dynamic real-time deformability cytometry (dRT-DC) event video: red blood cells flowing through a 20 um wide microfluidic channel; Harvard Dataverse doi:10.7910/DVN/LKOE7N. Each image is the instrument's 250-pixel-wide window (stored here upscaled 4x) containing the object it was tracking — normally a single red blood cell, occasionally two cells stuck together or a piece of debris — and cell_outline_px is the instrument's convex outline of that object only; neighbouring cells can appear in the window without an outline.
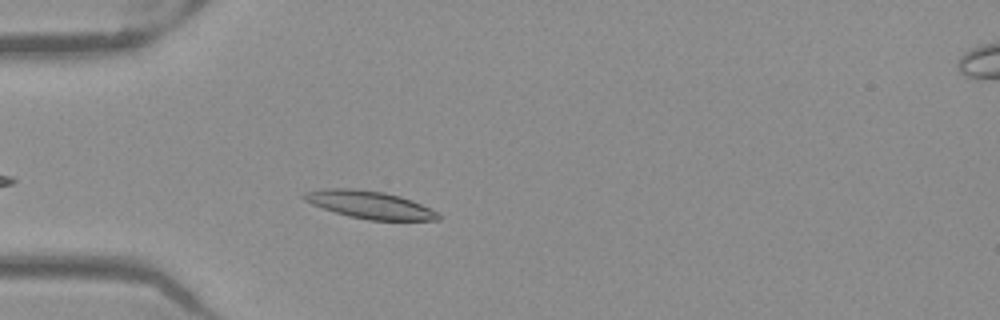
{"species": "Egyptian fruit bat (a non-hibernating species)", "species_latin": "Rousettus aegyptiacus", "temperature_condition": "warm", "stored_images_in_passage": 32, "camera_frame_rate_fps": 3000, "um_per_image_px": 0.085, "frame": {"image": 1, "passage_image": 5, "time_ms": 1.333, "image_size_px": [1000, 320], "cell_outline_px": [[444, 216], [440, 220], [368, 220], [348, 216], [312, 204], [304, 200], [300, 196], [304, 192], [320, 188], [352, 188], [384, 192], [400, 196], [412, 200], [440, 212]], "centroid_in_image_um": [31.46, 17.4], "position_along_channel_um": 53.5, "area_um2": 21.85}}
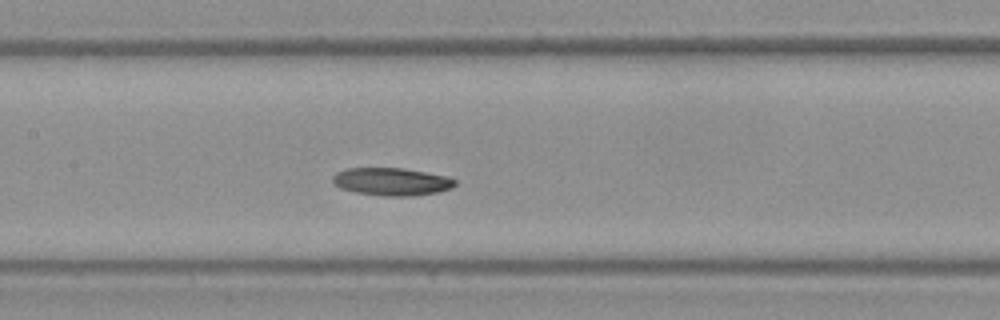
{"frame": {"image": 2, "passage_image": 15, "time_ms": 4.667, "image_size_px": [1000, 320], "cell_outline_px": [[456, 184], [452, 188], [436, 192], [412, 196], [384, 196], [356, 192], [340, 188], [332, 180], [332, 176], [336, 172], [348, 168], [404, 168], [448, 176], [456, 180]], "centroid_in_image_um": [33.3, 15.43], "position_along_channel_um": 174.1, "area_um2": 19.77}}
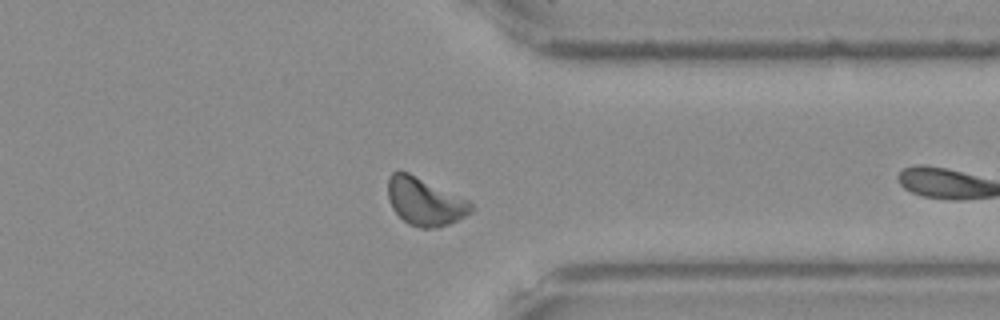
{"frame": {"image": 3, "passage_image": 27, "time_ms": 8.667, "image_size_px": [1000, 320], "cell_outline_px": [[476, 208], [472, 212], [448, 224], [436, 228], [420, 228], [408, 224], [392, 208], [388, 200], [388, 176], [392, 172], [400, 168], [472, 200]], "centroid_in_image_um": [36.14, 17.09], "position_along_channel_um": 375.3, "area_um2": 23.81}, "authors_computed_cell_mechanics": {"area_um2": 19.7965, "velocity_mm_per_s": 3.915, "shape_relaxation_time_tau1_ms": 4.1354, "shape_relaxation_time_tau2_ms": null, "deformation_change_tau1": 0.1224, "deformation_change_tau2": null}}